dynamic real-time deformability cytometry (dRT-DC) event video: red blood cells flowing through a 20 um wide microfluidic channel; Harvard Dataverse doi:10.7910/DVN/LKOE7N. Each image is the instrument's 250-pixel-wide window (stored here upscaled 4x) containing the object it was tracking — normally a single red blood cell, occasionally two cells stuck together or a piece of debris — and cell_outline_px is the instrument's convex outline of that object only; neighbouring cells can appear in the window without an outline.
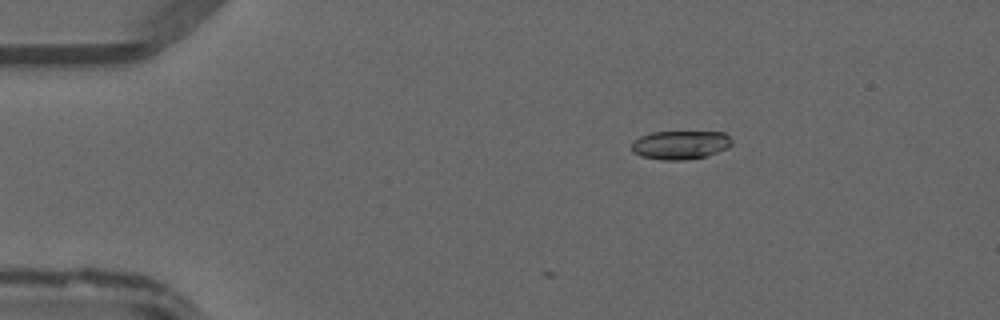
{"species": "common noctule bat (a hibernating species)", "species_latin": "Nyctalus noctula", "temperature_condition": "warm", "stored_images_in_passage": 4, "camera_frame_rate_fps": 3000, "um_per_image_px": 0.085, "animal": {"sex": "male", "forearm_length_mm": 52.5}, "frame": {"image": 1, "passage_image": 4, "time_ms": 1.0, "image_size_px": [1000, 320], "cell_outline_px": [[732, 144], [728, 148], [704, 156], [684, 160], [660, 160], [640, 156], [632, 152], [632, 144], [640, 136], [652, 132], [724, 132], [732, 140]], "centroid_in_image_um": [57.82, 12.32], "position_along_channel_um": 27.2, "area_um2": 16.65}}